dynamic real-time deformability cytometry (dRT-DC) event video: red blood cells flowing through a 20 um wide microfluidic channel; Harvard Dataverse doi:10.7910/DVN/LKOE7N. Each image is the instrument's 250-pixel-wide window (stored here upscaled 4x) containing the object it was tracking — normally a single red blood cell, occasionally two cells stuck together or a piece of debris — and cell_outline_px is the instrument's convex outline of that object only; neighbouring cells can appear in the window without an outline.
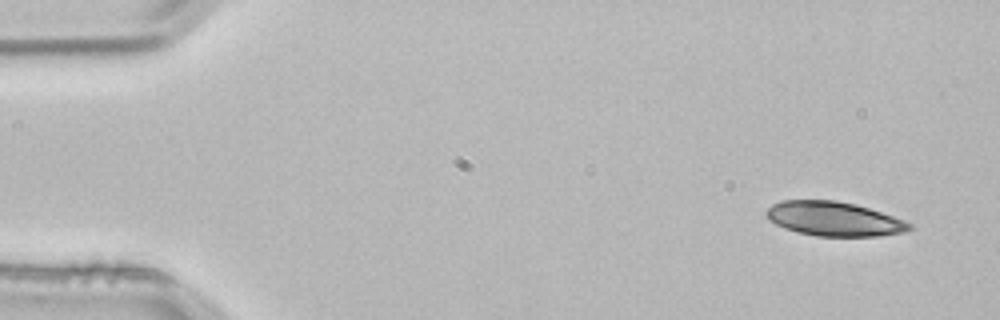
{"species": "common noctule bat (a hibernating species)", "species_latin": "Nyctalus noctula", "temperature_condition": "room temperature", "stored_images_in_passage": 3, "camera_frame_rate_fps": 3000, "um_per_image_px": 0.085, "animal": {"sex": "male", "body_mass_g": 21.5, "forearm_length_mm": 52.0}, "frame": {"image": 1, "passage_image": 1, "time_ms": 0.0, "image_size_px": [1000, 320], "cell_outline_px": [[912, 228], [904, 232], [880, 236], [816, 236], [796, 232], [784, 228], [768, 220], [764, 212], [772, 204], [780, 200], [836, 200], [856, 204], [904, 220], [912, 224]], "centroid_in_image_um": [70.85, 18.6], "position_along_channel_um": 14.2, "area_um2": 28.73}}
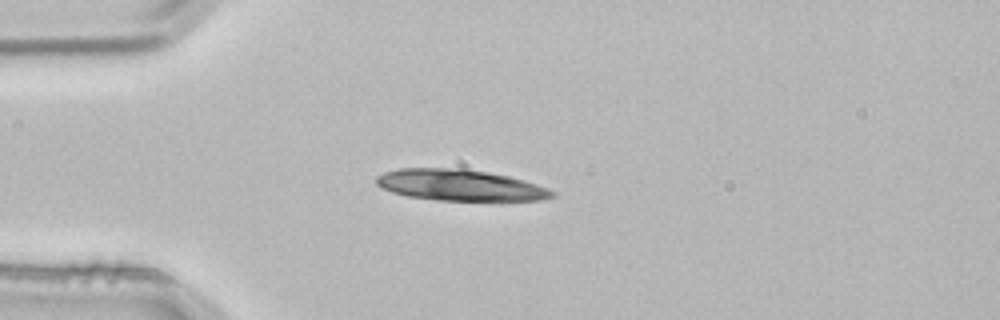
{"frame": {"image": 2, "passage_image": 3, "time_ms": 0.667, "image_size_px": [1000, 320], "cell_outline_px": [[556, 196], [540, 200], [436, 200], [408, 196], [392, 192], [380, 188], [376, 184], [376, 176], [384, 172], [400, 168], [460, 168], [488, 172], [508, 176], [524, 180], [548, 188], [556, 192]], "centroid_in_image_um": [39.08, 15.73], "position_along_channel_um": 45.9, "area_um2": 31.96}}